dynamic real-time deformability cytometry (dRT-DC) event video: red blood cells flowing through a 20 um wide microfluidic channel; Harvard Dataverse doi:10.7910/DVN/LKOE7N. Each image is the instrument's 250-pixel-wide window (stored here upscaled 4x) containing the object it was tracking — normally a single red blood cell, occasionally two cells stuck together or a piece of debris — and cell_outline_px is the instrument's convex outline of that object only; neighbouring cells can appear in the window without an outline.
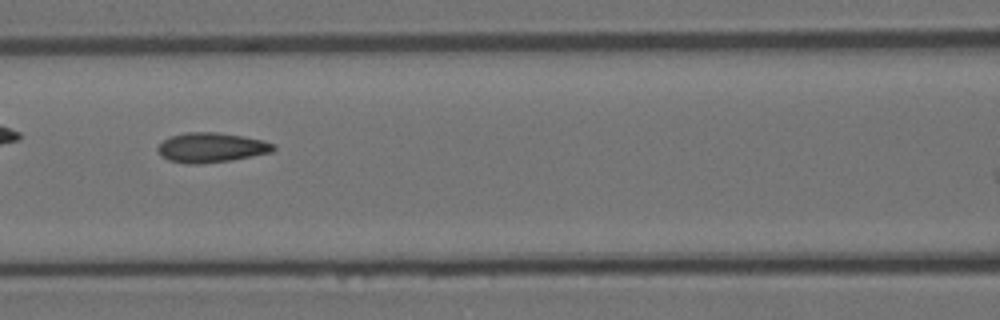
{"species": "Egyptian fruit bat (a non-hibernating species)", "species_latin": "Rousettus aegyptiacus", "temperature_condition": "room temperature", "stored_images_in_passage": 9, "camera_frame_rate_fps": 3000, "um_per_image_px": 0.085, "animal": {"sex": "female"}, "frame": {"image": 1, "passage_image": 8, "time_ms": 2.333, "image_size_px": [1000, 320], "cell_outline_px": [[276, 148], [272, 152], [228, 160], [196, 164], [188, 164], [168, 160], [160, 156], [156, 148], [164, 140], [172, 136], [184, 132], [216, 132], [244, 136], [264, 140], [276, 144]], "centroid_in_image_um": [17.95, 12.53], "position_along_channel_um": 148.6, "area_um2": 20.0}}